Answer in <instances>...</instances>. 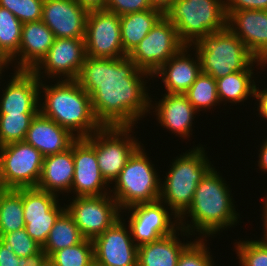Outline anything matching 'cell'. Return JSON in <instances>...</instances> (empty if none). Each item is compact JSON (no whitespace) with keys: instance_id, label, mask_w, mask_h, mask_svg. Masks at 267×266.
Masks as SVG:
<instances>
[{"instance_id":"9c48e42d","label":"cell","mask_w":267,"mask_h":266,"mask_svg":"<svg viewBox=\"0 0 267 266\" xmlns=\"http://www.w3.org/2000/svg\"><path fill=\"white\" fill-rule=\"evenodd\" d=\"M132 128L111 126L95 131L98 166L108 184L118 178L129 158L141 146V142L130 134Z\"/></svg>"},{"instance_id":"30bf717a","label":"cell","mask_w":267,"mask_h":266,"mask_svg":"<svg viewBox=\"0 0 267 266\" xmlns=\"http://www.w3.org/2000/svg\"><path fill=\"white\" fill-rule=\"evenodd\" d=\"M183 46L175 26L163 16L127 57L153 76Z\"/></svg>"},{"instance_id":"f1b7e54d","label":"cell","mask_w":267,"mask_h":266,"mask_svg":"<svg viewBox=\"0 0 267 266\" xmlns=\"http://www.w3.org/2000/svg\"><path fill=\"white\" fill-rule=\"evenodd\" d=\"M25 228L22 188H0V236Z\"/></svg>"},{"instance_id":"ee69618b","label":"cell","mask_w":267,"mask_h":266,"mask_svg":"<svg viewBox=\"0 0 267 266\" xmlns=\"http://www.w3.org/2000/svg\"><path fill=\"white\" fill-rule=\"evenodd\" d=\"M82 7L87 10L105 9L108 0H76Z\"/></svg>"},{"instance_id":"e0dca14e","label":"cell","mask_w":267,"mask_h":266,"mask_svg":"<svg viewBox=\"0 0 267 266\" xmlns=\"http://www.w3.org/2000/svg\"><path fill=\"white\" fill-rule=\"evenodd\" d=\"M119 218L110 228L96 236L94 263L99 266H137L138 246L134 243L125 219ZM129 229V231L127 230Z\"/></svg>"},{"instance_id":"ba28073f","label":"cell","mask_w":267,"mask_h":266,"mask_svg":"<svg viewBox=\"0 0 267 266\" xmlns=\"http://www.w3.org/2000/svg\"><path fill=\"white\" fill-rule=\"evenodd\" d=\"M44 156L26 141L0 146V188L36 187Z\"/></svg>"},{"instance_id":"7bdbcfd3","label":"cell","mask_w":267,"mask_h":266,"mask_svg":"<svg viewBox=\"0 0 267 266\" xmlns=\"http://www.w3.org/2000/svg\"><path fill=\"white\" fill-rule=\"evenodd\" d=\"M254 98H256L259 103H258V111L259 115L264 118L265 120L267 119V88L263 89L260 91V89L257 87L255 84L254 88Z\"/></svg>"},{"instance_id":"d6a6232c","label":"cell","mask_w":267,"mask_h":266,"mask_svg":"<svg viewBox=\"0 0 267 266\" xmlns=\"http://www.w3.org/2000/svg\"><path fill=\"white\" fill-rule=\"evenodd\" d=\"M50 266H91L94 263V245L84 238L80 243L56 251L49 257Z\"/></svg>"},{"instance_id":"d6986e66","label":"cell","mask_w":267,"mask_h":266,"mask_svg":"<svg viewBox=\"0 0 267 266\" xmlns=\"http://www.w3.org/2000/svg\"><path fill=\"white\" fill-rule=\"evenodd\" d=\"M1 93L0 114L39 113L40 79L27 70H15Z\"/></svg>"},{"instance_id":"ffe728a7","label":"cell","mask_w":267,"mask_h":266,"mask_svg":"<svg viewBox=\"0 0 267 266\" xmlns=\"http://www.w3.org/2000/svg\"><path fill=\"white\" fill-rule=\"evenodd\" d=\"M227 27L249 52L267 64V10H239L227 16Z\"/></svg>"},{"instance_id":"603a6c76","label":"cell","mask_w":267,"mask_h":266,"mask_svg":"<svg viewBox=\"0 0 267 266\" xmlns=\"http://www.w3.org/2000/svg\"><path fill=\"white\" fill-rule=\"evenodd\" d=\"M76 139L68 129L39 112L32 119L24 141L45 157L66 151Z\"/></svg>"},{"instance_id":"8fae6325","label":"cell","mask_w":267,"mask_h":266,"mask_svg":"<svg viewBox=\"0 0 267 266\" xmlns=\"http://www.w3.org/2000/svg\"><path fill=\"white\" fill-rule=\"evenodd\" d=\"M66 211L71 215L81 235L93 240L121 218L117 201L110 195L77 196Z\"/></svg>"},{"instance_id":"f6af8a7d","label":"cell","mask_w":267,"mask_h":266,"mask_svg":"<svg viewBox=\"0 0 267 266\" xmlns=\"http://www.w3.org/2000/svg\"><path fill=\"white\" fill-rule=\"evenodd\" d=\"M260 146L258 166L262 171L267 172V138Z\"/></svg>"},{"instance_id":"d4e9b609","label":"cell","mask_w":267,"mask_h":266,"mask_svg":"<svg viewBox=\"0 0 267 266\" xmlns=\"http://www.w3.org/2000/svg\"><path fill=\"white\" fill-rule=\"evenodd\" d=\"M73 175L74 160L72 143L71 147L66 151L43 158L41 176L36 188L56 196L63 192L71 193Z\"/></svg>"},{"instance_id":"7dc6e473","label":"cell","mask_w":267,"mask_h":266,"mask_svg":"<svg viewBox=\"0 0 267 266\" xmlns=\"http://www.w3.org/2000/svg\"><path fill=\"white\" fill-rule=\"evenodd\" d=\"M264 202V207H263V214H262V218L264 223H263V228H264V235H263V238H261V240L259 239V241L263 242V243H266L267 244V195H266V198H265V201H262Z\"/></svg>"},{"instance_id":"4316f807","label":"cell","mask_w":267,"mask_h":266,"mask_svg":"<svg viewBox=\"0 0 267 266\" xmlns=\"http://www.w3.org/2000/svg\"><path fill=\"white\" fill-rule=\"evenodd\" d=\"M264 66L266 64L256 59L246 70L234 72L227 76L216 79L217 95L219 102L239 103L247 100L248 97H254L255 78L253 74L254 65ZM253 66V68H252Z\"/></svg>"},{"instance_id":"60d3db41","label":"cell","mask_w":267,"mask_h":266,"mask_svg":"<svg viewBox=\"0 0 267 266\" xmlns=\"http://www.w3.org/2000/svg\"><path fill=\"white\" fill-rule=\"evenodd\" d=\"M0 266H22V257H18L12 249V245L7 243L0 236Z\"/></svg>"},{"instance_id":"74e56055","label":"cell","mask_w":267,"mask_h":266,"mask_svg":"<svg viewBox=\"0 0 267 266\" xmlns=\"http://www.w3.org/2000/svg\"><path fill=\"white\" fill-rule=\"evenodd\" d=\"M2 238L12 245L13 252L18 257H27L42 249V246L30 237L25 228L6 233Z\"/></svg>"},{"instance_id":"7c38bea8","label":"cell","mask_w":267,"mask_h":266,"mask_svg":"<svg viewBox=\"0 0 267 266\" xmlns=\"http://www.w3.org/2000/svg\"><path fill=\"white\" fill-rule=\"evenodd\" d=\"M86 56L95 58H122L120 16L105 9L90 10L85 31Z\"/></svg>"},{"instance_id":"c3c4849f","label":"cell","mask_w":267,"mask_h":266,"mask_svg":"<svg viewBox=\"0 0 267 266\" xmlns=\"http://www.w3.org/2000/svg\"><path fill=\"white\" fill-rule=\"evenodd\" d=\"M12 59L4 54H0V79H2V72L4 71L5 67L7 68L9 64H12ZM1 83V82H0Z\"/></svg>"},{"instance_id":"f546056e","label":"cell","mask_w":267,"mask_h":266,"mask_svg":"<svg viewBox=\"0 0 267 266\" xmlns=\"http://www.w3.org/2000/svg\"><path fill=\"white\" fill-rule=\"evenodd\" d=\"M84 237L71 215L65 210L56 220L42 249L50 257L53 253L80 243Z\"/></svg>"},{"instance_id":"8992f818","label":"cell","mask_w":267,"mask_h":266,"mask_svg":"<svg viewBox=\"0 0 267 266\" xmlns=\"http://www.w3.org/2000/svg\"><path fill=\"white\" fill-rule=\"evenodd\" d=\"M192 49L199 55L201 72L215 80L246 70L256 60L228 27L194 43L190 51Z\"/></svg>"},{"instance_id":"1f68e13d","label":"cell","mask_w":267,"mask_h":266,"mask_svg":"<svg viewBox=\"0 0 267 266\" xmlns=\"http://www.w3.org/2000/svg\"><path fill=\"white\" fill-rule=\"evenodd\" d=\"M184 95L198 112L202 111V109H211V106L215 107V105L220 104L216 80L211 75L203 72L198 75L196 81Z\"/></svg>"},{"instance_id":"7402d4cb","label":"cell","mask_w":267,"mask_h":266,"mask_svg":"<svg viewBox=\"0 0 267 266\" xmlns=\"http://www.w3.org/2000/svg\"><path fill=\"white\" fill-rule=\"evenodd\" d=\"M55 40L53 32L42 20L22 24L18 54L12 59L16 70L32 71L47 55ZM17 57V58H16Z\"/></svg>"},{"instance_id":"5b68a950","label":"cell","mask_w":267,"mask_h":266,"mask_svg":"<svg viewBox=\"0 0 267 266\" xmlns=\"http://www.w3.org/2000/svg\"><path fill=\"white\" fill-rule=\"evenodd\" d=\"M164 16L186 46L227 27L225 0H173Z\"/></svg>"},{"instance_id":"7a4b0ae2","label":"cell","mask_w":267,"mask_h":266,"mask_svg":"<svg viewBox=\"0 0 267 266\" xmlns=\"http://www.w3.org/2000/svg\"><path fill=\"white\" fill-rule=\"evenodd\" d=\"M226 185L214 167L205 174L195 189L191 205L178 219L181 236L197 235L196 231L202 238H207L238 223L239 213L234 208L230 187ZM186 216L191 219L188 224Z\"/></svg>"},{"instance_id":"484cf974","label":"cell","mask_w":267,"mask_h":266,"mask_svg":"<svg viewBox=\"0 0 267 266\" xmlns=\"http://www.w3.org/2000/svg\"><path fill=\"white\" fill-rule=\"evenodd\" d=\"M178 230L182 231V228L179 227L174 233L156 241L140 245L137 250V266H177L180 254L192 242L181 243Z\"/></svg>"},{"instance_id":"ab89813d","label":"cell","mask_w":267,"mask_h":266,"mask_svg":"<svg viewBox=\"0 0 267 266\" xmlns=\"http://www.w3.org/2000/svg\"><path fill=\"white\" fill-rule=\"evenodd\" d=\"M250 9L267 10V0H225L226 16L234 11Z\"/></svg>"},{"instance_id":"6da1fadb","label":"cell","mask_w":267,"mask_h":266,"mask_svg":"<svg viewBox=\"0 0 267 266\" xmlns=\"http://www.w3.org/2000/svg\"><path fill=\"white\" fill-rule=\"evenodd\" d=\"M148 76L152 78L127 56H86L76 81L90 95L93 113L102 127H133L151 113L153 101L145 86Z\"/></svg>"},{"instance_id":"cb8c5ba5","label":"cell","mask_w":267,"mask_h":266,"mask_svg":"<svg viewBox=\"0 0 267 266\" xmlns=\"http://www.w3.org/2000/svg\"><path fill=\"white\" fill-rule=\"evenodd\" d=\"M162 96L161 100L154 104L156 107L150 104V110L155 108L153 112H156L160 126L178 134L182 139L190 137L193 130L192 121L198 111L184 94L164 93Z\"/></svg>"},{"instance_id":"83f0119b","label":"cell","mask_w":267,"mask_h":266,"mask_svg":"<svg viewBox=\"0 0 267 266\" xmlns=\"http://www.w3.org/2000/svg\"><path fill=\"white\" fill-rule=\"evenodd\" d=\"M163 16L164 13L159 9H149L120 16L124 51L129 54Z\"/></svg>"},{"instance_id":"277c9868","label":"cell","mask_w":267,"mask_h":266,"mask_svg":"<svg viewBox=\"0 0 267 266\" xmlns=\"http://www.w3.org/2000/svg\"><path fill=\"white\" fill-rule=\"evenodd\" d=\"M200 145L176 157L166 173L165 180L160 182L159 200L170 208L179 219L193 201L198 183L213 167ZM163 183V184H162Z\"/></svg>"},{"instance_id":"8d00e7d4","label":"cell","mask_w":267,"mask_h":266,"mask_svg":"<svg viewBox=\"0 0 267 266\" xmlns=\"http://www.w3.org/2000/svg\"><path fill=\"white\" fill-rule=\"evenodd\" d=\"M44 0H0V7L8 9L22 23L42 19Z\"/></svg>"},{"instance_id":"f35d334b","label":"cell","mask_w":267,"mask_h":266,"mask_svg":"<svg viewBox=\"0 0 267 266\" xmlns=\"http://www.w3.org/2000/svg\"><path fill=\"white\" fill-rule=\"evenodd\" d=\"M153 8L149 0H108L105 10L119 16L142 12Z\"/></svg>"},{"instance_id":"5bb4252c","label":"cell","mask_w":267,"mask_h":266,"mask_svg":"<svg viewBox=\"0 0 267 266\" xmlns=\"http://www.w3.org/2000/svg\"><path fill=\"white\" fill-rule=\"evenodd\" d=\"M58 197L36 187L22 188L25 230L30 237L43 246L58 217L66 210Z\"/></svg>"},{"instance_id":"ac0fdd59","label":"cell","mask_w":267,"mask_h":266,"mask_svg":"<svg viewBox=\"0 0 267 266\" xmlns=\"http://www.w3.org/2000/svg\"><path fill=\"white\" fill-rule=\"evenodd\" d=\"M88 13L76 0H44L41 20L55 38H85Z\"/></svg>"},{"instance_id":"bcb514c9","label":"cell","mask_w":267,"mask_h":266,"mask_svg":"<svg viewBox=\"0 0 267 266\" xmlns=\"http://www.w3.org/2000/svg\"><path fill=\"white\" fill-rule=\"evenodd\" d=\"M153 8L161 10L163 13L170 7L173 0H149Z\"/></svg>"},{"instance_id":"d590c367","label":"cell","mask_w":267,"mask_h":266,"mask_svg":"<svg viewBox=\"0 0 267 266\" xmlns=\"http://www.w3.org/2000/svg\"><path fill=\"white\" fill-rule=\"evenodd\" d=\"M193 240L180 254L177 266H214L212 255L207 247L206 238Z\"/></svg>"},{"instance_id":"2e32d148","label":"cell","mask_w":267,"mask_h":266,"mask_svg":"<svg viewBox=\"0 0 267 266\" xmlns=\"http://www.w3.org/2000/svg\"><path fill=\"white\" fill-rule=\"evenodd\" d=\"M73 160L74 175L71 191L76 194L74 197L110 194L107 187L109 184L102 176L98 166L95 132L89 137L77 138L73 142Z\"/></svg>"},{"instance_id":"44dd1931","label":"cell","mask_w":267,"mask_h":266,"mask_svg":"<svg viewBox=\"0 0 267 266\" xmlns=\"http://www.w3.org/2000/svg\"><path fill=\"white\" fill-rule=\"evenodd\" d=\"M183 46L175 55L166 61L152 76L160 77L165 85L166 93L184 94L201 73V62L197 51L191 57L189 48ZM187 55V56H186ZM191 57V58H190ZM156 75V76H155Z\"/></svg>"},{"instance_id":"b9f144b4","label":"cell","mask_w":267,"mask_h":266,"mask_svg":"<svg viewBox=\"0 0 267 266\" xmlns=\"http://www.w3.org/2000/svg\"><path fill=\"white\" fill-rule=\"evenodd\" d=\"M22 266H50L49 256L41 249L36 254L22 257Z\"/></svg>"},{"instance_id":"4fadbf2b","label":"cell","mask_w":267,"mask_h":266,"mask_svg":"<svg viewBox=\"0 0 267 266\" xmlns=\"http://www.w3.org/2000/svg\"><path fill=\"white\" fill-rule=\"evenodd\" d=\"M165 205L158 200L135 204L124 209L123 212L128 210L131 214L127 222L132 239L138 247L168 236L180 227L178 218L172 212L169 214L170 208L168 206L165 208ZM172 215L175 219L173 221Z\"/></svg>"},{"instance_id":"3957f363","label":"cell","mask_w":267,"mask_h":266,"mask_svg":"<svg viewBox=\"0 0 267 266\" xmlns=\"http://www.w3.org/2000/svg\"><path fill=\"white\" fill-rule=\"evenodd\" d=\"M40 80L44 102L40 101L39 112L68 129L77 138H86L102 126L96 120L92 110L90 95L76 80H58L50 85ZM42 103V104H41ZM76 131V132H75Z\"/></svg>"},{"instance_id":"4dcf8cb0","label":"cell","mask_w":267,"mask_h":266,"mask_svg":"<svg viewBox=\"0 0 267 266\" xmlns=\"http://www.w3.org/2000/svg\"><path fill=\"white\" fill-rule=\"evenodd\" d=\"M22 22L8 9L0 7V54L11 59L18 54Z\"/></svg>"},{"instance_id":"e575fe53","label":"cell","mask_w":267,"mask_h":266,"mask_svg":"<svg viewBox=\"0 0 267 266\" xmlns=\"http://www.w3.org/2000/svg\"><path fill=\"white\" fill-rule=\"evenodd\" d=\"M235 248L240 266H267L266 243L259 240H240Z\"/></svg>"},{"instance_id":"52a82bcc","label":"cell","mask_w":267,"mask_h":266,"mask_svg":"<svg viewBox=\"0 0 267 266\" xmlns=\"http://www.w3.org/2000/svg\"><path fill=\"white\" fill-rule=\"evenodd\" d=\"M150 161L145 148L140 146L114 181L110 195L117 201L121 211L135 204L159 200L162 179Z\"/></svg>"},{"instance_id":"9a60e30c","label":"cell","mask_w":267,"mask_h":266,"mask_svg":"<svg viewBox=\"0 0 267 266\" xmlns=\"http://www.w3.org/2000/svg\"><path fill=\"white\" fill-rule=\"evenodd\" d=\"M85 57L84 38H55L47 55L32 71L40 80L44 76L48 79L58 77L60 80L61 76L62 80H76Z\"/></svg>"},{"instance_id":"836d02e7","label":"cell","mask_w":267,"mask_h":266,"mask_svg":"<svg viewBox=\"0 0 267 266\" xmlns=\"http://www.w3.org/2000/svg\"><path fill=\"white\" fill-rule=\"evenodd\" d=\"M37 113L0 114V146L24 141Z\"/></svg>"}]
</instances>
